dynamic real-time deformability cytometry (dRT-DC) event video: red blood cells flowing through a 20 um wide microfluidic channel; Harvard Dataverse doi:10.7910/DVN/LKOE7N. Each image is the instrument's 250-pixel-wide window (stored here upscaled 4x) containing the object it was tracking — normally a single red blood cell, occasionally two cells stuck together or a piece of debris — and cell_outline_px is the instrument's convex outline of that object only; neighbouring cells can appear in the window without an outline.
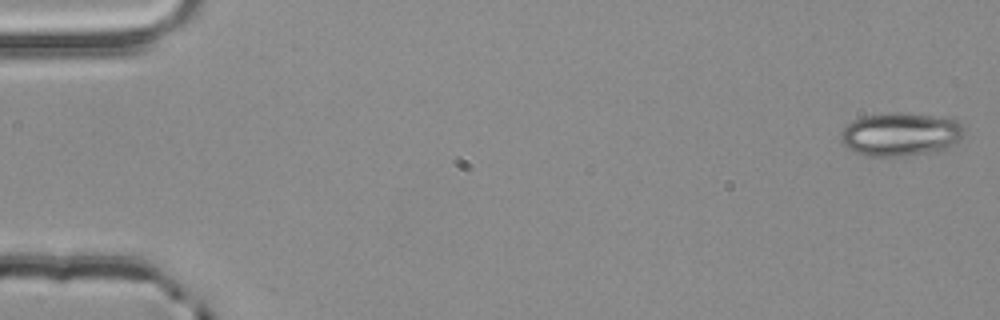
{"species": "common noctule bat (a hibernating species)", "species_latin": "Nyctalus noctula", "temperature_condition": "room temperature", "stored_images_in_passage": 31, "camera_frame_rate_fps": 3000, "um_per_image_px": 0.085, "animal": {"sex": "male", "body_mass_g": 20.4}, "frame": {"image": 1, "passage_image": 1, "time_ms": 0.0, "image_size_px": [1000, 320], "cell_outline_px": [[968, 132], [964, 136], [948, 148], [900, 156], [868, 156], [856, 152], [848, 148], [840, 140], [840, 132], [852, 120], [864, 116], [888, 112], [900, 112], [956, 120]], "centroid_in_image_um": [76.52, 11.4], "position_along_channel_um": 8.5, "area_um2": 30.92}}
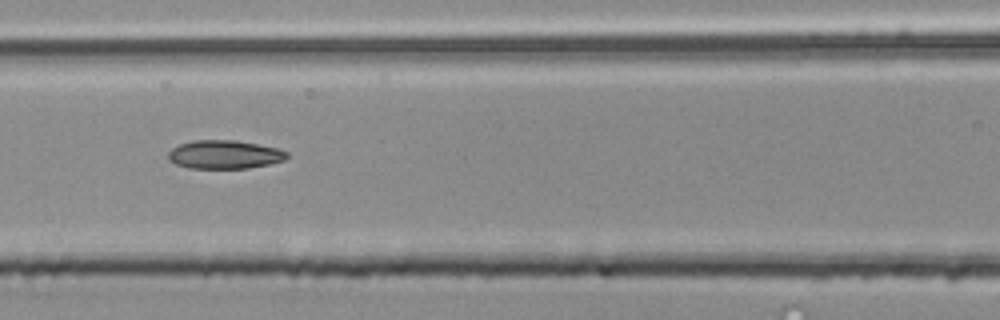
{"frame": {"image": 2, "passage_image": 24, "time_ms": 7.667, "image_size_px": [1000, 320], "cell_outline_px": [[288, 156], [284, 160], [268, 164], [248, 168], [188, 168], [176, 164], [168, 160], [168, 152], [172, 148], [180, 144], [192, 140], [236, 140], [280, 148], [288, 152]], "centroid_in_image_um": [19.08, 13.13], "position_along_channel_um": 147.5, "area_um2": 19.83}}
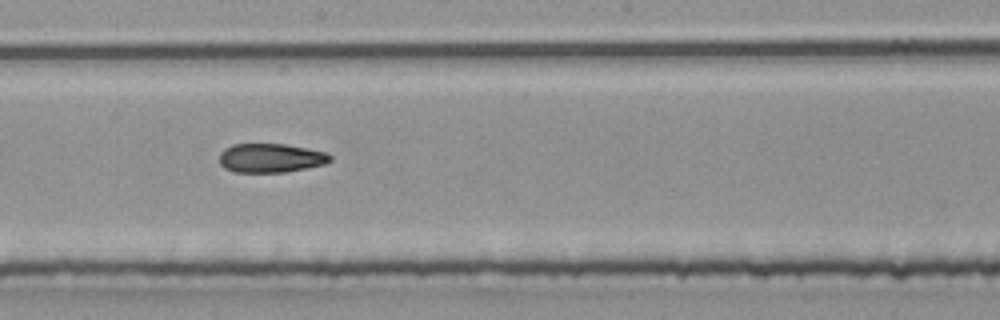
{"frame": {"image": 3, "passage_image": 30, "time_ms": 9.667, "image_size_px": [1000, 320], "cell_outline_px": [[332, 160], [324, 164], [284, 172], [232, 172], [224, 168], [220, 164], [220, 152], [224, 148], [232, 144], [284, 144], [324, 152], [332, 156]], "centroid_in_image_um": [22.96, 13.43], "position_along_channel_um": 225.2, "area_um2": 18.61}}